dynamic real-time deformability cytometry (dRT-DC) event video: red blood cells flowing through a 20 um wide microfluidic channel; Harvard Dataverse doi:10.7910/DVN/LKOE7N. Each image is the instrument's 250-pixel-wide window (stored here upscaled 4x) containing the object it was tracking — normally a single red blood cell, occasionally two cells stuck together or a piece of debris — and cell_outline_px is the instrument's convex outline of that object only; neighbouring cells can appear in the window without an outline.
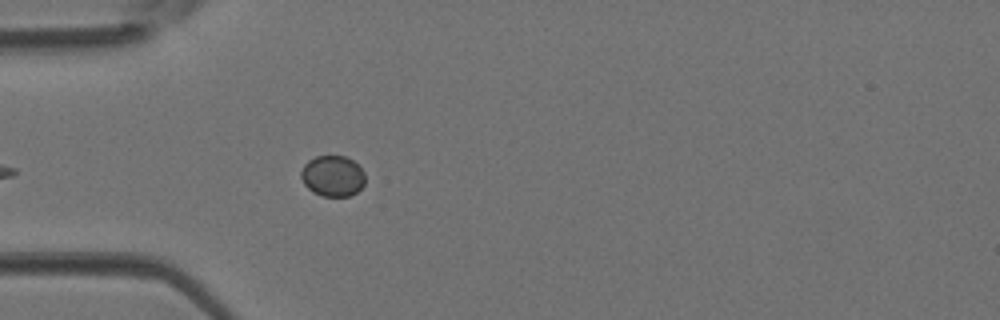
{"species": "Egyptian fruit bat (a non-hibernating species)", "species_latin": "Rousettus aegyptiacus", "temperature_condition": "room temperature", "stored_images_in_passage": 29, "camera_frame_rate_fps": 3000, "um_per_image_px": 0.085, "animal": {"sex": "female"}, "frame": {"image": 1, "passage_image": 6, "time_ms": 1.667, "image_size_px": [1000, 320], "cell_outline_px": [[364, 184], [356, 192], [348, 196], [324, 196], [312, 192], [304, 184], [300, 176], [300, 172], [304, 164], [308, 160], [316, 156], [344, 156], [352, 160], [364, 172]], "centroid_in_image_um": [28.24, 14.96], "position_along_channel_um": 56.8, "area_um2": 15.2}}
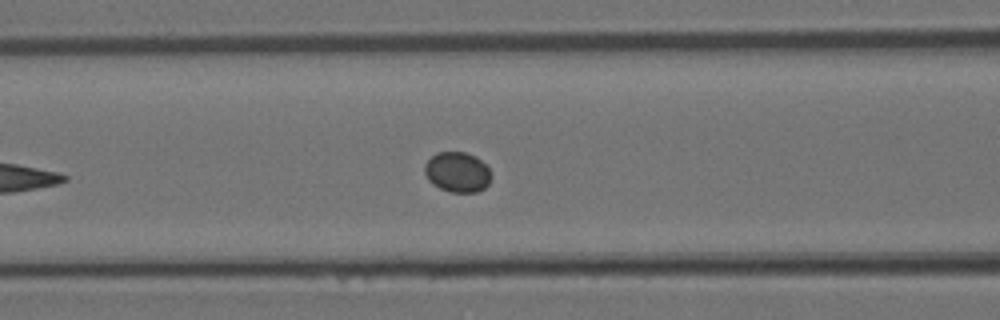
{"frame": {"image": 2, "passage_image": 11, "time_ms": 3.333, "image_size_px": [1000, 320], "cell_outline_px": [[492, 176], [488, 184], [484, 188], [476, 192], [448, 192], [432, 184], [428, 180], [424, 172], [424, 164], [436, 152], [464, 152], [476, 156], [488, 168]], "centroid_in_image_um": [38.86, 14.63], "position_along_channel_um": 127.7, "area_um2": 15.66}}
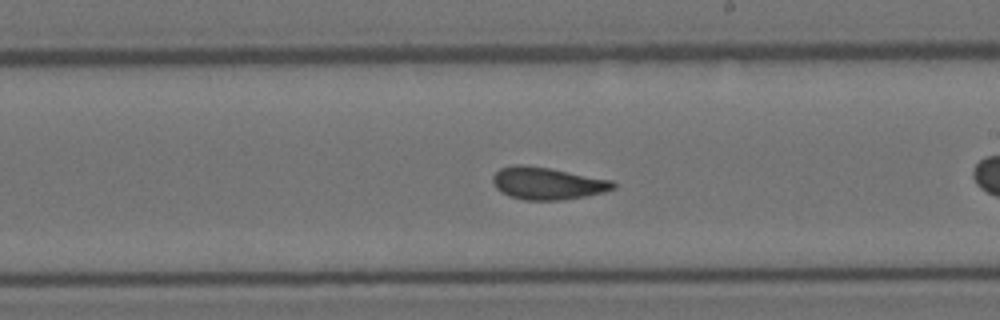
{"frame": {"image": 3, "passage_image": 16, "time_ms": 5.0, "image_size_px": [1000, 320], "cell_outline_px": [[616, 188], [604, 192], [564, 200], [524, 200], [508, 196], [500, 192], [492, 184], [492, 176], [500, 168], [512, 164], [520, 164], [548, 168], [612, 180], [616, 184]], "centroid_in_image_um": [46.48, 15.59], "position_along_channel_um": 242.5, "area_um2": 22.77}}